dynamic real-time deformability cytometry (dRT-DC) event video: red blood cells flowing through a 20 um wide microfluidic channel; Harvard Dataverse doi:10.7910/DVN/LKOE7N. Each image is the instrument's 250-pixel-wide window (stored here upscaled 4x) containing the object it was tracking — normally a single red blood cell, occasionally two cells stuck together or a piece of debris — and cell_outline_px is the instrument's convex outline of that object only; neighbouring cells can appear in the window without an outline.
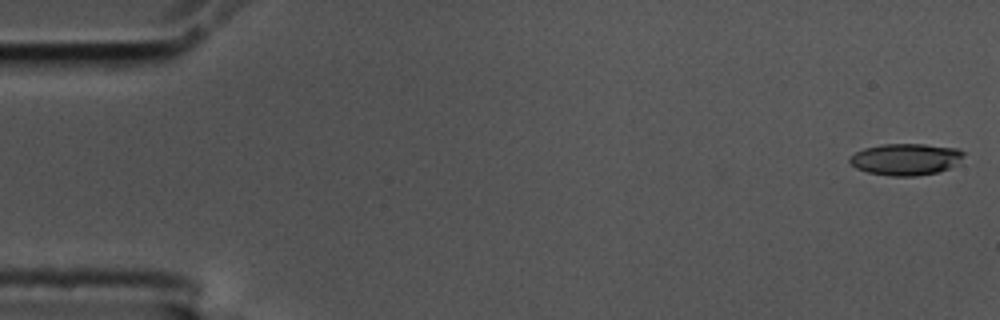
{"species": "common noctule bat (a hibernating species)", "species_latin": "Nyctalus noctula", "temperature_condition": "cold", "stored_images_in_passage": 41, "camera_frame_rate_fps": 3000, "um_per_image_px": 0.085, "animal": {"sex": "male", "body_mass_g": 17.5, "forearm_length_mm": 52.3}, "frame": {"image": 1, "passage_image": 1, "time_ms": 0.0, "image_size_px": [1000, 320], "cell_outline_px": [[964, 156], [956, 164], [948, 168], [936, 172], [916, 176], [892, 176], [868, 172], [856, 168], [848, 160], [856, 152], [864, 148], [880, 144], [924, 144], [956, 148], [964, 152]], "centroid_in_image_um": [76.99, 13.53], "position_along_channel_um": 8.0, "area_um2": 20.87}}
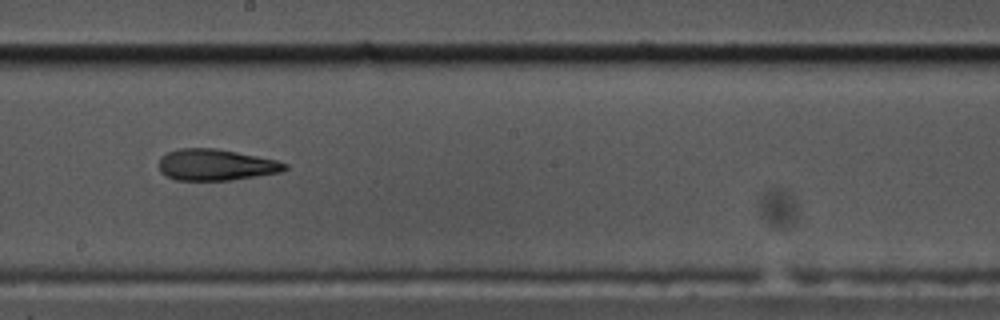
{"frame": {"image": 2, "passage_image": 31, "time_ms": 10.0, "image_size_px": [1000, 320], "cell_outline_px": [[288, 168], [280, 172], [232, 180], [176, 180], [160, 172], [160, 156], [168, 152], [180, 148], [216, 148], [276, 160], [288, 164]], "centroid_in_image_um": [18.34, 14.01], "position_along_channel_um": 229.9, "area_um2": 22.83}}
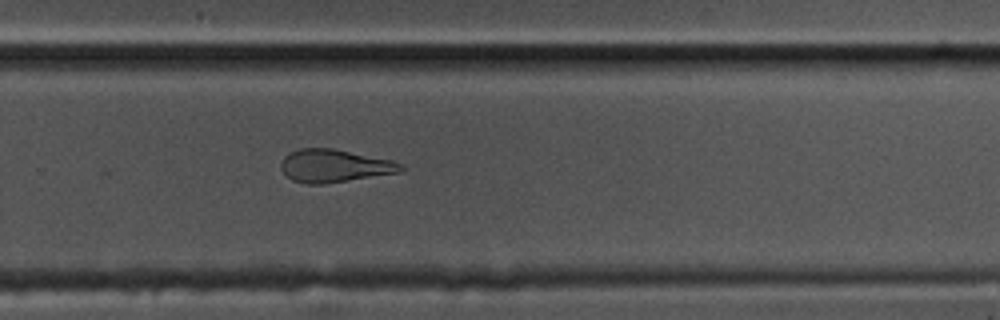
{"frame": {"image": 3, "passage_image": 37, "time_ms": 12.0, "image_size_px": [1000, 320], "cell_outline_px": [[404, 168], [400, 172], [324, 184], [308, 184], [292, 180], [280, 168], [280, 164], [284, 156], [288, 152], [300, 148], [332, 148], [392, 160], [404, 164]], "centroid_in_image_um": [28.41, 14.09], "position_along_channel_um": 301.4, "area_um2": 22.95}}